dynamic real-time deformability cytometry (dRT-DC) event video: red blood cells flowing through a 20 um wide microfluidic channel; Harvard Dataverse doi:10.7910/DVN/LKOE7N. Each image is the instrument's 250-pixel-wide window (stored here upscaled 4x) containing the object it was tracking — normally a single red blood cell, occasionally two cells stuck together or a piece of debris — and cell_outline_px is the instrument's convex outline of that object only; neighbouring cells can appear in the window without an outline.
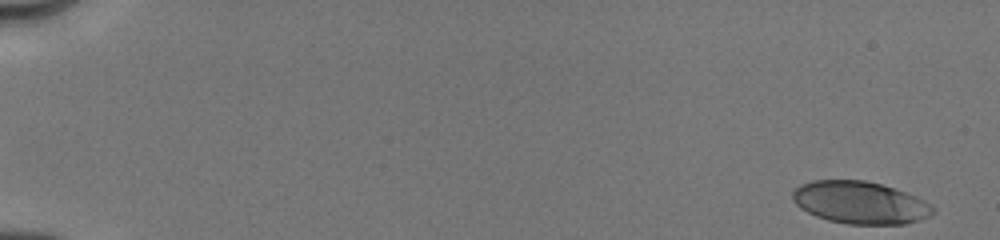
{"species": "human", "species_latin": "Homo sapiens", "temperature_condition": "cold", "stored_images_in_passage": 44, "camera_frame_rate_fps": 3000, "um_per_image_px": 0.085, "donor": {"sex": "male"}, "frame": {"image": 1, "passage_image": 1, "time_ms": 0.0, "image_size_px": [1000, 240], "cell_outline_px": [[936, 212], [920, 220], [904, 224], [848, 224], [828, 220], [816, 216], [800, 208], [792, 200], [792, 192], [800, 184], [812, 180], [864, 180], [880, 184], [916, 196], [932, 204], [936, 208]], "centroid_in_image_um": [73.11, 17.22], "position_along_channel_um": 11.9, "area_um2": 34.74}}
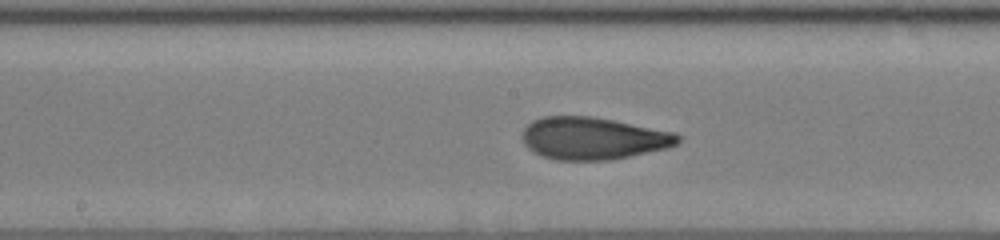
{"frame": {"image": 2, "passage_image": 24, "time_ms": 9.0, "image_size_px": [1000, 240], "cell_outline_px": [[680, 140], [676, 144], [668, 148], [608, 160], [556, 160], [532, 152], [524, 144], [520, 136], [524, 128], [532, 120], [544, 116], [592, 116], [676, 132], [680, 136]], "centroid_in_image_um": [50.38, 11.75], "position_along_channel_um": 197.8, "area_um2": 38.49}}
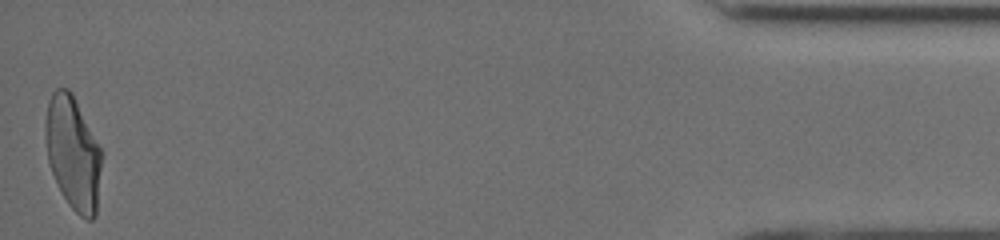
{"frame": {"image": 3, "passage_image": 44, "time_ms": 16.667, "image_size_px": [1000, 240], "cell_outline_px": [[104, 152], [96, 216], [92, 220], [88, 220], [80, 216], [68, 204], [60, 192], [52, 172], [48, 160], [44, 132], [44, 120], [48, 100], [52, 92], [56, 88], [68, 88], [72, 92]], "centroid_in_image_um": [6.23, 13.0], "position_along_channel_um": 429.0, "area_um2": 38.09}, "authors_computed_cell_mechanics": {"area_um2": 37.2232, "velocity_mm_per_s": 4.0132, "shape_relaxation_time_tau1_ms": 3.5787, "shape_relaxation_time_tau2_ms": 0.8997, "deformation_change_tau1": 0.1518, "deformation_change_tau2": 0.0731}}